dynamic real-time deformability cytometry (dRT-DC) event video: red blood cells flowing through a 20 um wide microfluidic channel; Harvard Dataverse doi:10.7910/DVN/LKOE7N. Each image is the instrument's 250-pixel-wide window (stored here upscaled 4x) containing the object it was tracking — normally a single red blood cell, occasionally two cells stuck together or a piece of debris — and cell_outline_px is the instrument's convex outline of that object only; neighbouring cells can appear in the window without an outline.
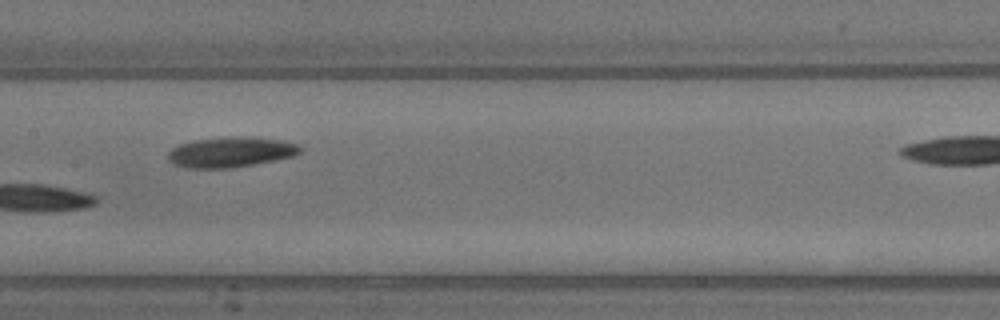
{"species": "common noctule bat (a hibernating species)", "species_latin": "Nyctalus noctula", "temperature_condition": "warm", "stored_images_in_passage": 19, "camera_frame_rate_fps": 3000, "um_per_image_px": 0.085, "animal": {"sex": "male", "body_mass_g": 13.3}, "frame": {"image": 1, "passage_image": 9, "time_ms": 2.667, "image_size_px": [1000, 320], "cell_outline_px": [[300, 152], [296, 156], [252, 164], [228, 168], [184, 168], [172, 164], [168, 160], [168, 152], [172, 148], [180, 144], [192, 140], [228, 136], [240, 136], [284, 140], [296, 144], [300, 148]], "centroid_in_image_um": [19.57, 12.92], "position_along_channel_um": 187.8, "area_um2": 23.41}}